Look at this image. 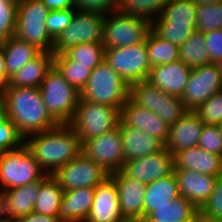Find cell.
I'll use <instances>...</instances> for the list:
<instances>
[{
    "instance_id": "8d00e7d4",
    "label": "cell",
    "mask_w": 222,
    "mask_h": 222,
    "mask_svg": "<svg viewBox=\"0 0 222 222\" xmlns=\"http://www.w3.org/2000/svg\"><path fill=\"white\" fill-rule=\"evenodd\" d=\"M151 29L162 39L180 46L196 31V26L171 22H151Z\"/></svg>"
},
{
    "instance_id": "bcb514c9",
    "label": "cell",
    "mask_w": 222,
    "mask_h": 222,
    "mask_svg": "<svg viewBox=\"0 0 222 222\" xmlns=\"http://www.w3.org/2000/svg\"><path fill=\"white\" fill-rule=\"evenodd\" d=\"M206 49L212 63L222 58V29L204 32Z\"/></svg>"
},
{
    "instance_id": "ab89813d",
    "label": "cell",
    "mask_w": 222,
    "mask_h": 222,
    "mask_svg": "<svg viewBox=\"0 0 222 222\" xmlns=\"http://www.w3.org/2000/svg\"><path fill=\"white\" fill-rule=\"evenodd\" d=\"M18 0H0V43L15 35Z\"/></svg>"
},
{
    "instance_id": "9a60e30c",
    "label": "cell",
    "mask_w": 222,
    "mask_h": 222,
    "mask_svg": "<svg viewBox=\"0 0 222 222\" xmlns=\"http://www.w3.org/2000/svg\"><path fill=\"white\" fill-rule=\"evenodd\" d=\"M174 159L165 147L154 154L125 161L121 171L142 183L149 184L173 173Z\"/></svg>"
},
{
    "instance_id": "f5cc1de1",
    "label": "cell",
    "mask_w": 222,
    "mask_h": 222,
    "mask_svg": "<svg viewBox=\"0 0 222 222\" xmlns=\"http://www.w3.org/2000/svg\"><path fill=\"white\" fill-rule=\"evenodd\" d=\"M215 65L217 66L218 72H219L221 80H222V58L217 60L215 62Z\"/></svg>"
},
{
    "instance_id": "d6a6232c",
    "label": "cell",
    "mask_w": 222,
    "mask_h": 222,
    "mask_svg": "<svg viewBox=\"0 0 222 222\" xmlns=\"http://www.w3.org/2000/svg\"><path fill=\"white\" fill-rule=\"evenodd\" d=\"M147 52L151 68L179 60V46L160 38L152 29L147 35Z\"/></svg>"
},
{
    "instance_id": "484cf974",
    "label": "cell",
    "mask_w": 222,
    "mask_h": 222,
    "mask_svg": "<svg viewBox=\"0 0 222 222\" xmlns=\"http://www.w3.org/2000/svg\"><path fill=\"white\" fill-rule=\"evenodd\" d=\"M54 66V54L41 52L9 79L7 87H40Z\"/></svg>"
},
{
    "instance_id": "d6986e66",
    "label": "cell",
    "mask_w": 222,
    "mask_h": 222,
    "mask_svg": "<svg viewBox=\"0 0 222 222\" xmlns=\"http://www.w3.org/2000/svg\"><path fill=\"white\" fill-rule=\"evenodd\" d=\"M118 191L114 180L109 176L95 187L94 201L85 222H122Z\"/></svg>"
},
{
    "instance_id": "4dcf8cb0",
    "label": "cell",
    "mask_w": 222,
    "mask_h": 222,
    "mask_svg": "<svg viewBox=\"0 0 222 222\" xmlns=\"http://www.w3.org/2000/svg\"><path fill=\"white\" fill-rule=\"evenodd\" d=\"M179 60L191 69L212 63L206 49L204 32L196 30L187 41L179 46Z\"/></svg>"
},
{
    "instance_id": "2e32d148",
    "label": "cell",
    "mask_w": 222,
    "mask_h": 222,
    "mask_svg": "<svg viewBox=\"0 0 222 222\" xmlns=\"http://www.w3.org/2000/svg\"><path fill=\"white\" fill-rule=\"evenodd\" d=\"M40 191V180L0 192L2 222H16L33 212Z\"/></svg>"
},
{
    "instance_id": "7402d4cb",
    "label": "cell",
    "mask_w": 222,
    "mask_h": 222,
    "mask_svg": "<svg viewBox=\"0 0 222 222\" xmlns=\"http://www.w3.org/2000/svg\"><path fill=\"white\" fill-rule=\"evenodd\" d=\"M203 123L194 111H187L170 126L164 147L174 154L179 150L198 146L203 132Z\"/></svg>"
},
{
    "instance_id": "db71d44e",
    "label": "cell",
    "mask_w": 222,
    "mask_h": 222,
    "mask_svg": "<svg viewBox=\"0 0 222 222\" xmlns=\"http://www.w3.org/2000/svg\"><path fill=\"white\" fill-rule=\"evenodd\" d=\"M122 222H141V221H139V220H127V219H125V220H123Z\"/></svg>"
},
{
    "instance_id": "ee69618b",
    "label": "cell",
    "mask_w": 222,
    "mask_h": 222,
    "mask_svg": "<svg viewBox=\"0 0 222 222\" xmlns=\"http://www.w3.org/2000/svg\"><path fill=\"white\" fill-rule=\"evenodd\" d=\"M199 212L207 218L222 220V176L217 178L211 196L199 209Z\"/></svg>"
},
{
    "instance_id": "681fc988",
    "label": "cell",
    "mask_w": 222,
    "mask_h": 222,
    "mask_svg": "<svg viewBox=\"0 0 222 222\" xmlns=\"http://www.w3.org/2000/svg\"><path fill=\"white\" fill-rule=\"evenodd\" d=\"M9 84V79L7 78L4 52L2 44L0 43V94L6 89Z\"/></svg>"
},
{
    "instance_id": "5b68a950",
    "label": "cell",
    "mask_w": 222,
    "mask_h": 222,
    "mask_svg": "<svg viewBox=\"0 0 222 222\" xmlns=\"http://www.w3.org/2000/svg\"><path fill=\"white\" fill-rule=\"evenodd\" d=\"M120 120L119 108L92 103L80 98L69 125L83 144L91 138L112 131L118 126Z\"/></svg>"
},
{
    "instance_id": "7bdbcfd3",
    "label": "cell",
    "mask_w": 222,
    "mask_h": 222,
    "mask_svg": "<svg viewBox=\"0 0 222 222\" xmlns=\"http://www.w3.org/2000/svg\"><path fill=\"white\" fill-rule=\"evenodd\" d=\"M198 146L207 152L222 156V132L219 126L204 124Z\"/></svg>"
},
{
    "instance_id": "cb8c5ba5",
    "label": "cell",
    "mask_w": 222,
    "mask_h": 222,
    "mask_svg": "<svg viewBox=\"0 0 222 222\" xmlns=\"http://www.w3.org/2000/svg\"><path fill=\"white\" fill-rule=\"evenodd\" d=\"M123 143L125 161L142 158L154 154L164 148L157 138L137 128L125 125L121 120L118 124Z\"/></svg>"
},
{
    "instance_id": "60d3db41",
    "label": "cell",
    "mask_w": 222,
    "mask_h": 222,
    "mask_svg": "<svg viewBox=\"0 0 222 222\" xmlns=\"http://www.w3.org/2000/svg\"><path fill=\"white\" fill-rule=\"evenodd\" d=\"M194 112L203 124L219 125L222 122V90L213 94Z\"/></svg>"
},
{
    "instance_id": "f35d334b",
    "label": "cell",
    "mask_w": 222,
    "mask_h": 222,
    "mask_svg": "<svg viewBox=\"0 0 222 222\" xmlns=\"http://www.w3.org/2000/svg\"><path fill=\"white\" fill-rule=\"evenodd\" d=\"M196 17L197 31L222 29V2L197 6Z\"/></svg>"
},
{
    "instance_id": "816d5d0a",
    "label": "cell",
    "mask_w": 222,
    "mask_h": 222,
    "mask_svg": "<svg viewBox=\"0 0 222 222\" xmlns=\"http://www.w3.org/2000/svg\"><path fill=\"white\" fill-rule=\"evenodd\" d=\"M196 6L204 4H214L217 2H222V0H191Z\"/></svg>"
},
{
    "instance_id": "f6af8a7d",
    "label": "cell",
    "mask_w": 222,
    "mask_h": 222,
    "mask_svg": "<svg viewBox=\"0 0 222 222\" xmlns=\"http://www.w3.org/2000/svg\"><path fill=\"white\" fill-rule=\"evenodd\" d=\"M78 11L107 15L118 9L119 0H74Z\"/></svg>"
},
{
    "instance_id": "8fae6325",
    "label": "cell",
    "mask_w": 222,
    "mask_h": 222,
    "mask_svg": "<svg viewBox=\"0 0 222 222\" xmlns=\"http://www.w3.org/2000/svg\"><path fill=\"white\" fill-rule=\"evenodd\" d=\"M104 17L99 13L76 10L71 23L54 41L52 53L62 54L81 43H102Z\"/></svg>"
},
{
    "instance_id": "4316f807",
    "label": "cell",
    "mask_w": 222,
    "mask_h": 222,
    "mask_svg": "<svg viewBox=\"0 0 222 222\" xmlns=\"http://www.w3.org/2000/svg\"><path fill=\"white\" fill-rule=\"evenodd\" d=\"M145 189L144 220L158 207L171 204L180 195L174 173L146 184Z\"/></svg>"
},
{
    "instance_id": "7a4b0ae2",
    "label": "cell",
    "mask_w": 222,
    "mask_h": 222,
    "mask_svg": "<svg viewBox=\"0 0 222 222\" xmlns=\"http://www.w3.org/2000/svg\"><path fill=\"white\" fill-rule=\"evenodd\" d=\"M24 145L48 175L82 152V143L69 124H58L49 130L27 136Z\"/></svg>"
},
{
    "instance_id": "e575fe53",
    "label": "cell",
    "mask_w": 222,
    "mask_h": 222,
    "mask_svg": "<svg viewBox=\"0 0 222 222\" xmlns=\"http://www.w3.org/2000/svg\"><path fill=\"white\" fill-rule=\"evenodd\" d=\"M64 54L71 60L93 70L105 59V47L102 43H81L66 50Z\"/></svg>"
},
{
    "instance_id": "d590c367",
    "label": "cell",
    "mask_w": 222,
    "mask_h": 222,
    "mask_svg": "<svg viewBox=\"0 0 222 222\" xmlns=\"http://www.w3.org/2000/svg\"><path fill=\"white\" fill-rule=\"evenodd\" d=\"M167 3L168 0H119L117 10L152 22L161 14Z\"/></svg>"
},
{
    "instance_id": "44dd1931",
    "label": "cell",
    "mask_w": 222,
    "mask_h": 222,
    "mask_svg": "<svg viewBox=\"0 0 222 222\" xmlns=\"http://www.w3.org/2000/svg\"><path fill=\"white\" fill-rule=\"evenodd\" d=\"M192 69L181 60L151 68L147 81L164 92L181 97Z\"/></svg>"
},
{
    "instance_id": "f546056e",
    "label": "cell",
    "mask_w": 222,
    "mask_h": 222,
    "mask_svg": "<svg viewBox=\"0 0 222 222\" xmlns=\"http://www.w3.org/2000/svg\"><path fill=\"white\" fill-rule=\"evenodd\" d=\"M63 195L64 191L59 183L52 175H47L43 180H40V191L33 212L58 217Z\"/></svg>"
},
{
    "instance_id": "11a10c76",
    "label": "cell",
    "mask_w": 222,
    "mask_h": 222,
    "mask_svg": "<svg viewBox=\"0 0 222 222\" xmlns=\"http://www.w3.org/2000/svg\"><path fill=\"white\" fill-rule=\"evenodd\" d=\"M218 126H219V128H220V130L222 132V122Z\"/></svg>"
},
{
    "instance_id": "c3c4849f",
    "label": "cell",
    "mask_w": 222,
    "mask_h": 222,
    "mask_svg": "<svg viewBox=\"0 0 222 222\" xmlns=\"http://www.w3.org/2000/svg\"><path fill=\"white\" fill-rule=\"evenodd\" d=\"M16 222H60L58 217L41 215L35 212L29 213L27 216L19 218Z\"/></svg>"
},
{
    "instance_id": "5bb4252c",
    "label": "cell",
    "mask_w": 222,
    "mask_h": 222,
    "mask_svg": "<svg viewBox=\"0 0 222 222\" xmlns=\"http://www.w3.org/2000/svg\"><path fill=\"white\" fill-rule=\"evenodd\" d=\"M221 90L222 80L217 66L209 63L192 69L181 100L187 111H194Z\"/></svg>"
},
{
    "instance_id": "b9f144b4",
    "label": "cell",
    "mask_w": 222,
    "mask_h": 222,
    "mask_svg": "<svg viewBox=\"0 0 222 222\" xmlns=\"http://www.w3.org/2000/svg\"><path fill=\"white\" fill-rule=\"evenodd\" d=\"M76 8L49 11L46 27L50 37L55 41L63 30L71 23Z\"/></svg>"
},
{
    "instance_id": "e0dca14e",
    "label": "cell",
    "mask_w": 222,
    "mask_h": 222,
    "mask_svg": "<svg viewBox=\"0 0 222 222\" xmlns=\"http://www.w3.org/2000/svg\"><path fill=\"white\" fill-rule=\"evenodd\" d=\"M118 191L121 214L127 220L144 221V195L146 184L122 171L110 174Z\"/></svg>"
},
{
    "instance_id": "1f68e13d",
    "label": "cell",
    "mask_w": 222,
    "mask_h": 222,
    "mask_svg": "<svg viewBox=\"0 0 222 222\" xmlns=\"http://www.w3.org/2000/svg\"><path fill=\"white\" fill-rule=\"evenodd\" d=\"M197 6L191 0H168L161 14L152 22H171L196 26Z\"/></svg>"
},
{
    "instance_id": "8992f818",
    "label": "cell",
    "mask_w": 222,
    "mask_h": 222,
    "mask_svg": "<svg viewBox=\"0 0 222 222\" xmlns=\"http://www.w3.org/2000/svg\"><path fill=\"white\" fill-rule=\"evenodd\" d=\"M49 10L42 0H18L15 35L34 45L41 52H52L54 40L50 37L46 18Z\"/></svg>"
},
{
    "instance_id": "30bf717a",
    "label": "cell",
    "mask_w": 222,
    "mask_h": 222,
    "mask_svg": "<svg viewBox=\"0 0 222 222\" xmlns=\"http://www.w3.org/2000/svg\"><path fill=\"white\" fill-rule=\"evenodd\" d=\"M104 61L110 65L128 85L147 80L151 70L147 52V38L145 41L127 47L105 49Z\"/></svg>"
},
{
    "instance_id": "d4e9b609",
    "label": "cell",
    "mask_w": 222,
    "mask_h": 222,
    "mask_svg": "<svg viewBox=\"0 0 222 222\" xmlns=\"http://www.w3.org/2000/svg\"><path fill=\"white\" fill-rule=\"evenodd\" d=\"M94 192L95 188L91 187L64 191L58 220L60 222H85L93 205Z\"/></svg>"
},
{
    "instance_id": "74e56055",
    "label": "cell",
    "mask_w": 222,
    "mask_h": 222,
    "mask_svg": "<svg viewBox=\"0 0 222 222\" xmlns=\"http://www.w3.org/2000/svg\"><path fill=\"white\" fill-rule=\"evenodd\" d=\"M24 138L16 125L8 118L5 107L0 103V153L19 149Z\"/></svg>"
},
{
    "instance_id": "277c9868",
    "label": "cell",
    "mask_w": 222,
    "mask_h": 222,
    "mask_svg": "<svg viewBox=\"0 0 222 222\" xmlns=\"http://www.w3.org/2000/svg\"><path fill=\"white\" fill-rule=\"evenodd\" d=\"M50 116L58 124H69L75 114L80 92L53 66L39 87Z\"/></svg>"
},
{
    "instance_id": "4fadbf2b",
    "label": "cell",
    "mask_w": 222,
    "mask_h": 222,
    "mask_svg": "<svg viewBox=\"0 0 222 222\" xmlns=\"http://www.w3.org/2000/svg\"><path fill=\"white\" fill-rule=\"evenodd\" d=\"M82 153L101 166L109 175L121 171L125 163V155L119 126L85 141L82 144Z\"/></svg>"
},
{
    "instance_id": "7c38bea8",
    "label": "cell",
    "mask_w": 222,
    "mask_h": 222,
    "mask_svg": "<svg viewBox=\"0 0 222 222\" xmlns=\"http://www.w3.org/2000/svg\"><path fill=\"white\" fill-rule=\"evenodd\" d=\"M109 176L101 166L88 159L82 152L52 174L63 191L84 187L95 188Z\"/></svg>"
},
{
    "instance_id": "f1b7e54d",
    "label": "cell",
    "mask_w": 222,
    "mask_h": 222,
    "mask_svg": "<svg viewBox=\"0 0 222 222\" xmlns=\"http://www.w3.org/2000/svg\"><path fill=\"white\" fill-rule=\"evenodd\" d=\"M199 210L182 195L171 204L158 207L143 222H192Z\"/></svg>"
},
{
    "instance_id": "3957f363",
    "label": "cell",
    "mask_w": 222,
    "mask_h": 222,
    "mask_svg": "<svg viewBox=\"0 0 222 222\" xmlns=\"http://www.w3.org/2000/svg\"><path fill=\"white\" fill-rule=\"evenodd\" d=\"M80 98L121 110L129 98V85L105 61L96 66L80 92Z\"/></svg>"
},
{
    "instance_id": "52a82bcc",
    "label": "cell",
    "mask_w": 222,
    "mask_h": 222,
    "mask_svg": "<svg viewBox=\"0 0 222 222\" xmlns=\"http://www.w3.org/2000/svg\"><path fill=\"white\" fill-rule=\"evenodd\" d=\"M47 175L24 144L0 153V192L43 180Z\"/></svg>"
},
{
    "instance_id": "6da1fadb",
    "label": "cell",
    "mask_w": 222,
    "mask_h": 222,
    "mask_svg": "<svg viewBox=\"0 0 222 222\" xmlns=\"http://www.w3.org/2000/svg\"><path fill=\"white\" fill-rule=\"evenodd\" d=\"M0 103L24 139L58 125L48 113L39 87H6Z\"/></svg>"
},
{
    "instance_id": "ffe728a7",
    "label": "cell",
    "mask_w": 222,
    "mask_h": 222,
    "mask_svg": "<svg viewBox=\"0 0 222 222\" xmlns=\"http://www.w3.org/2000/svg\"><path fill=\"white\" fill-rule=\"evenodd\" d=\"M179 194L188 199L198 210L211 196L218 177L188 169H174Z\"/></svg>"
},
{
    "instance_id": "83f0119b",
    "label": "cell",
    "mask_w": 222,
    "mask_h": 222,
    "mask_svg": "<svg viewBox=\"0 0 222 222\" xmlns=\"http://www.w3.org/2000/svg\"><path fill=\"white\" fill-rule=\"evenodd\" d=\"M2 44L7 78L10 79L41 51L34 45L12 36Z\"/></svg>"
},
{
    "instance_id": "9c48e42d",
    "label": "cell",
    "mask_w": 222,
    "mask_h": 222,
    "mask_svg": "<svg viewBox=\"0 0 222 222\" xmlns=\"http://www.w3.org/2000/svg\"><path fill=\"white\" fill-rule=\"evenodd\" d=\"M150 30L149 20L115 10L104 17L102 44L105 49L127 47L145 41Z\"/></svg>"
},
{
    "instance_id": "ba28073f",
    "label": "cell",
    "mask_w": 222,
    "mask_h": 222,
    "mask_svg": "<svg viewBox=\"0 0 222 222\" xmlns=\"http://www.w3.org/2000/svg\"><path fill=\"white\" fill-rule=\"evenodd\" d=\"M129 98L137 105L156 113L170 126L187 112L181 97L168 94L147 80L129 85Z\"/></svg>"
},
{
    "instance_id": "603a6c76",
    "label": "cell",
    "mask_w": 222,
    "mask_h": 222,
    "mask_svg": "<svg viewBox=\"0 0 222 222\" xmlns=\"http://www.w3.org/2000/svg\"><path fill=\"white\" fill-rule=\"evenodd\" d=\"M174 169H188L215 177L222 176V156L199 146L185 148L173 154Z\"/></svg>"
},
{
    "instance_id": "7dc6e473",
    "label": "cell",
    "mask_w": 222,
    "mask_h": 222,
    "mask_svg": "<svg viewBox=\"0 0 222 222\" xmlns=\"http://www.w3.org/2000/svg\"><path fill=\"white\" fill-rule=\"evenodd\" d=\"M49 11L75 8L74 0H42Z\"/></svg>"
},
{
    "instance_id": "836d02e7",
    "label": "cell",
    "mask_w": 222,
    "mask_h": 222,
    "mask_svg": "<svg viewBox=\"0 0 222 222\" xmlns=\"http://www.w3.org/2000/svg\"><path fill=\"white\" fill-rule=\"evenodd\" d=\"M54 66L79 92L85 87L92 70L69 59L64 53L54 55Z\"/></svg>"
},
{
    "instance_id": "f907efd6",
    "label": "cell",
    "mask_w": 222,
    "mask_h": 222,
    "mask_svg": "<svg viewBox=\"0 0 222 222\" xmlns=\"http://www.w3.org/2000/svg\"><path fill=\"white\" fill-rule=\"evenodd\" d=\"M192 222H222V220L207 218L205 215H202L198 212Z\"/></svg>"
},
{
    "instance_id": "ac0fdd59",
    "label": "cell",
    "mask_w": 222,
    "mask_h": 222,
    "mask_svg": "<svg viewBox=\"0 0 222 222\" xmlns=\"http://www.w3.org/2000/svg\"><path fill=\"white\" fill-rule=\"evenodd\" d=\"M120 117L125 125L144 131L165 144L170 125L156 113L137 105L128 98L120 110Z\"/></svg>"
}]
</instances>
